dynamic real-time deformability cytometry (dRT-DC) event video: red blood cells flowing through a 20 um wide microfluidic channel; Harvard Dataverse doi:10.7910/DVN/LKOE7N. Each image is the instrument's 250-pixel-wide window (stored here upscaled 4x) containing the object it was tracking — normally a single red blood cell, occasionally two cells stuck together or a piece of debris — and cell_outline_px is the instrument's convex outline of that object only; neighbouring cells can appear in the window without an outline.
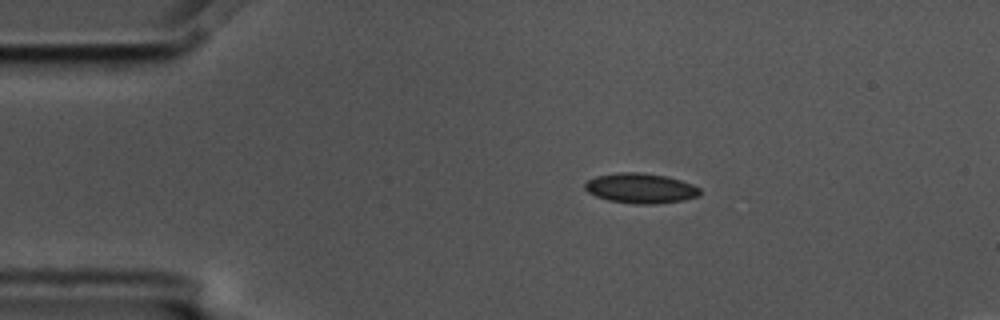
{"species": "common noctule bat (a hibernating species)", "species_latin": "Nyctalus noctula", "temperature_condition": "cold", "stored_images_in_passage": 9, "camera_frame_rate_fps": 3000, "um_per_image_px": 0.085, "animal": {"sex": "male", "body_mass_g": 17.5, "forearm_length_mm": 52.3}, "frame": {"image": 1, "passage_image": 3, "time_ms": 0.667, "image_size_px": [1000, 320], "cell_outline_px": [[700, 196], [684, 200], [656, 204], [636, 204], [608, 200], [596, 196], [588, 192], [584, 188], [584, 184], [588, 180], [596, 176], [620, 172], [636, 172], [664, 176], [680, 180], [692, 184], [700, 188]], "centroid_in_image_um": [54.45, 16.01], "position_along_channel_um": 30.5, "area_um2": 20.06}}